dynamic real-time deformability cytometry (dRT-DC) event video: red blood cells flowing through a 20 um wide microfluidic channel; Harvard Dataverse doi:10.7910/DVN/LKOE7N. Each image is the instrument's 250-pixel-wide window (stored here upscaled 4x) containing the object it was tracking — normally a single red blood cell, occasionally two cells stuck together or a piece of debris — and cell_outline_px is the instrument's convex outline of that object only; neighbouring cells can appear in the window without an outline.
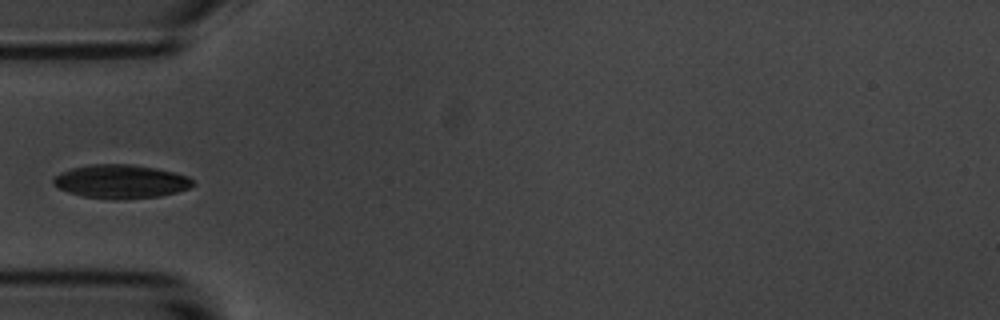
{"species": "common noctule bat (a hibernating species)", "species_latin": "Nyctalus noctula", "temperature_condition": "room temperature", "stored_images_in_passage": 6, "camera_frame_rate_fps": 3000, "um_per_image_px": 0.085, "animal": {"sex": "male", "body_mass_g": 20.1, "forearm_length_mm": 53.5}, "frame": {"image": 1, "passage_image": 6, "time_ms": 5.667, "image_size_px": [1000, 320], "cell_outline_px": [[196, 184], [192, 188], [160, 196], [116, 200], [108, 200], [84, 196], [68, 192], [60, 188], [52, 180], [60, 172], [72, 168], [88, 164], [132, 164], [156, 168], [188, 176], [196, 180]], "centroid_in_image_um": [10.33, 15.43], "position_along_channel_um": 74.7, "area_um2": 27.57}}